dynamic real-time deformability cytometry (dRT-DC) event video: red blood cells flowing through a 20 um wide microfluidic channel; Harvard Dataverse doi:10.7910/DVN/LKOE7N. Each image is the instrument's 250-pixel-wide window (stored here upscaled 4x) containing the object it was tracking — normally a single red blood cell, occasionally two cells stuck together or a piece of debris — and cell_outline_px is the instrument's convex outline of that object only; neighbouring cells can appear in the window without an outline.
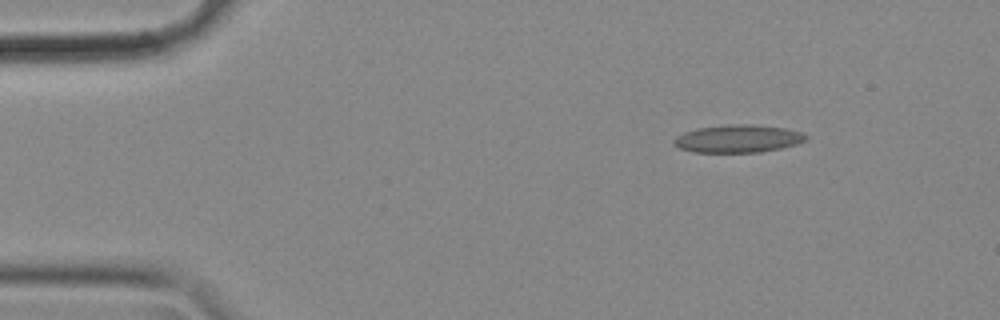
{"species": "common noctule bat (a hibernating species)", "species_latin": "Nyctalus noctula", "temperature_condition": "cold", "stored_images_in_passage": 51, "camera_frame_rate_fps": 3000, "um_per_image_px": 0.085, "animal": {"sex": "female", "body_mass_g": 18.4}, "frame": {"image": 1, "passage_image": 1, "time_ms": 0.0, "image_size_px": [1000, 320], "cell_outline_px": [[808, 140], [796, 144], [780, 148], [760, 152], [696, 152], [680, 148], [672, 140], [676, 136], [684, 132], [696, 128], [728, 124], [752, 124], [784, 128], [800, 132], [808, 136]], "centroid_in_image_um": [62.74, 11.78], "position_along_channel_um": 22.3, "area_um2": 21.27}}
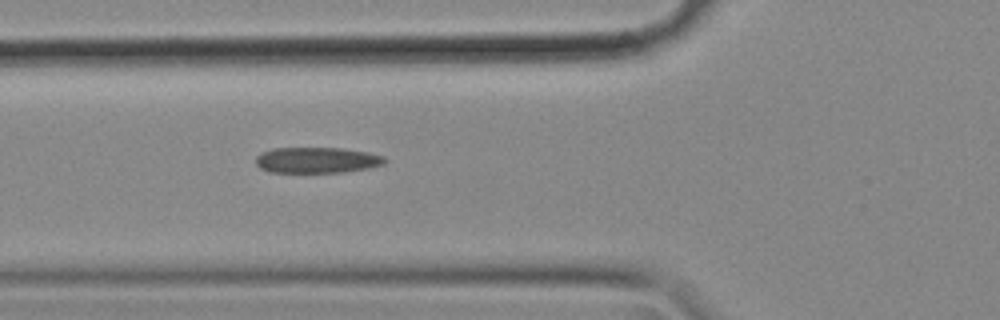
{"frame": {"image": 2, "passage_image": 14, "time_ms": 4.333, "image_size_px": [1000, 320], "cell_outline_px": [[388, 160], [384, 164], [368, 168], [344, 172], [268, 172], [260, 168], [256, 164], [256, 156], [260, 152], [272, 148], [340, 148], [368, 152], [384, 156]], "centroid_in_image_um": [26.93, 13.61], "position_along_channel_um": 98.9, "area_um2": 19.54}}
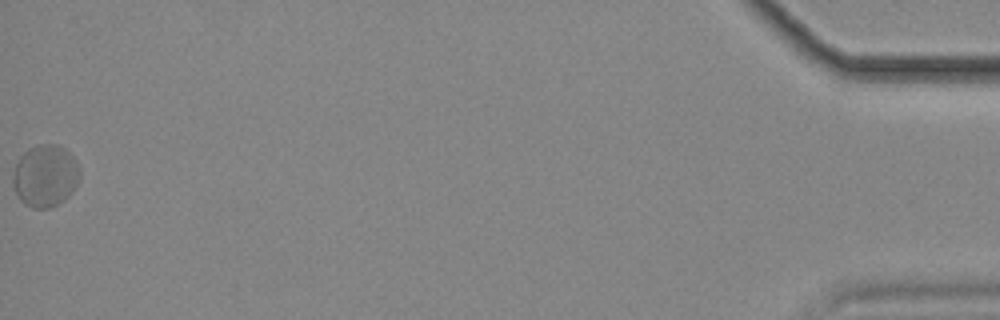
{"frame": {"image": 3, "passage_image": 51, "time_ms": 16.667, "image_size_px": [1000, 320], "cell_outline_px": [[80, 180], [72, 192], [64, 200], [48, 208], [32, 208], [24, 204], [20, 200], [12, 184], [12, 176], [16, 164], [20, 156], [28, 148], [36, 144], [60, 144], [76, 160], [80, 168]], "centroid_in_image_um": [3.85, 14.93], "position_along_channel_um": 431.3, "area_um2": 24.51}, "authors_computed_cell_mechanics": {"area_um2": 20.808, "velocity_mm_per_s": 3.4961, "shape_relaxation_time_tau1_ms": null, "shape_relaxation_time_tau2_ms": 1.6048, "deformation_change_tau1": null, "deformation_change_tau2": 0.0529}}